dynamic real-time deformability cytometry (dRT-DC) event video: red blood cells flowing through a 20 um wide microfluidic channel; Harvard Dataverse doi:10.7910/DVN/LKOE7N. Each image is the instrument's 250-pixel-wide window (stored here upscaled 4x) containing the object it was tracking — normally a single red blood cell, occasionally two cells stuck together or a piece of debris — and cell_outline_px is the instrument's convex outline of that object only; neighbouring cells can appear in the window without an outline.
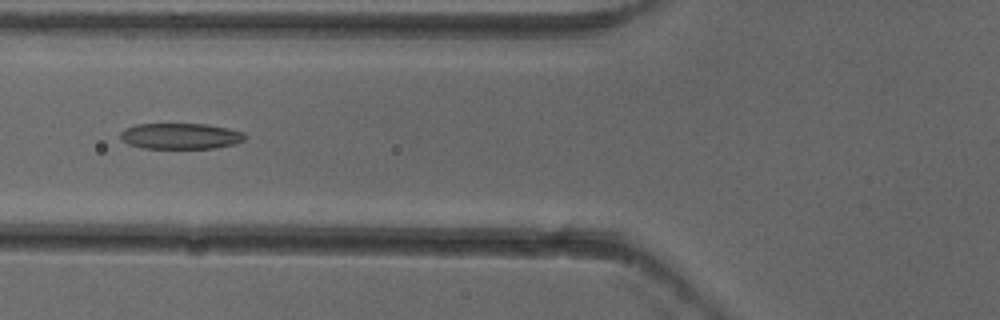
{"species": "common noctule bat (a hibernating species)", "species_latin": "Nyctalus noctula", "temperature_condition": "cold", "stored_images_in_passage": 6, "camera_frame_rate_fps": 3000, "um_per_image_px": 0.085, "animal": {"sex": "female"}, "frame": {"image": 1, "passage_image": 6, "time_ms": 1.667, "image_size_px": [1000, 320], "cell_outline_px": [[248, 136], [244, 140], [236, 144], [212, 148], [144, 148], [128, 144], [120, 140], [120, 132], [124, 128], [136, 124], [204, 124], [228, 128], [244, 132]], "centroid_in_image_um": [15.34, 11.56], "position_along_channel_um": 110.5, "area_um2": 18.96}}